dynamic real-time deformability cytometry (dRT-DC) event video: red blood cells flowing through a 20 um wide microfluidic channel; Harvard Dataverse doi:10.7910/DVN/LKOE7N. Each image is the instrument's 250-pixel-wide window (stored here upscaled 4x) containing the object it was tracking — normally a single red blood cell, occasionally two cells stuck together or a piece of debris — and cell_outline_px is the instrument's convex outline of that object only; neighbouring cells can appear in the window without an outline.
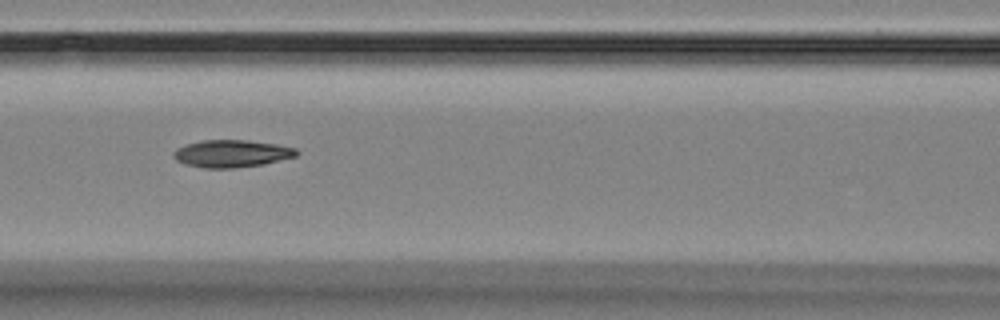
{"species": "Egyptian fruit bat (a non-hibernating species)", "species_latin": "Rousettus aegyptiacus", "temperature_condition": "room temperature", "stored_images_in_passage": 12, "camera_frame_rate_fps": 3000, "um_per_image_px": 0.085, "animal": {"sex": "female"}, "frame": {"image": 1, "passage_image": 3, "time_ms": 2.333, "image_size_px": [1000, 320], "cell_outline_px": [[300, 152], [296, 156], [264, 164], [232, 168], [204, 168], [184, 164], [176, 160], [172, 156], [172, 152], [176, 148], [200, 140], [248, 140], [276, 144], [296, 148]], "centroid_in_image_um": [19.67, 13.05], "position_along_channel_um": 146.9, "area_um2": 19.71}}
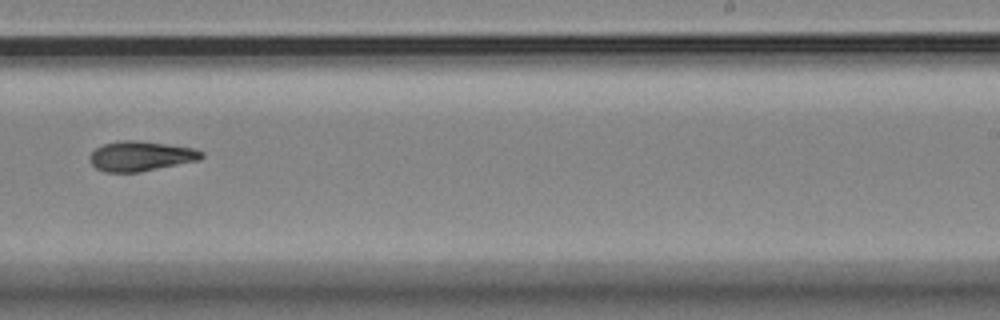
{"frame": {"image": 2, "passage_image": 6, "time_ms": 6.0, "image_size_px": [1000, 320], "cell_outline_px": [[204, 156], [200, 160], [140, 172], [104, 172], [96, 168], [88, 160], [88, 156], [96, 148], [104, 144], [120, 140], [136, 140], [196, 148], [204, 152]], "centroid_in_image_um": [11.97, 13.27], "position_along_channel_um": 277.0, "area_um2": 19.65}}
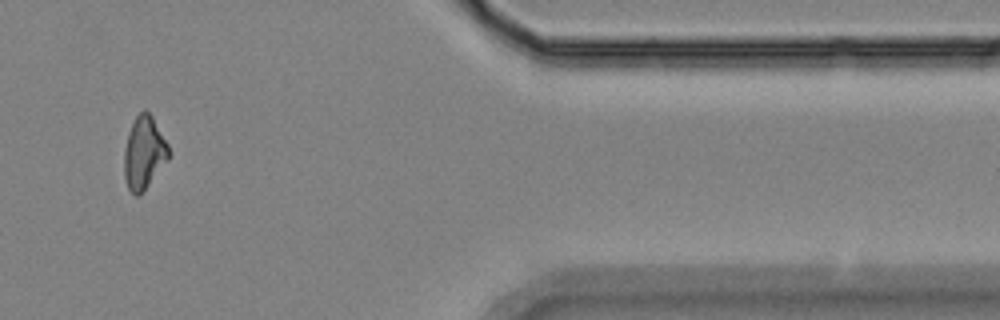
{"frame": {"image": 3, "passage_image": 10, "time_ms": 10.333, "image_size_px": [1000, 320], "cell_outline_px": [[168, 160], [148, 184], [136, 196], [128, 188], [124, 176], [124, 148], [128, 132], [136, 116], [144, 108], [152, 116], [168, 144]], "centroid_in_image_um": [12.22, 12.94], "position_along_channel_um": 399.2, "area_um2": 18.5}, "authors_computed_cell_mechanics": {"area_um2": 19.4208, "velocity_mm_per_s": 3.567, "shape_relaxation_time_tau1_ms": 7.7114, "shape_relaxation_time_tau2_ms": 11.3033, "deformation_change_tau1": 0.1276, "deformation_change_tau2": 0.155}}